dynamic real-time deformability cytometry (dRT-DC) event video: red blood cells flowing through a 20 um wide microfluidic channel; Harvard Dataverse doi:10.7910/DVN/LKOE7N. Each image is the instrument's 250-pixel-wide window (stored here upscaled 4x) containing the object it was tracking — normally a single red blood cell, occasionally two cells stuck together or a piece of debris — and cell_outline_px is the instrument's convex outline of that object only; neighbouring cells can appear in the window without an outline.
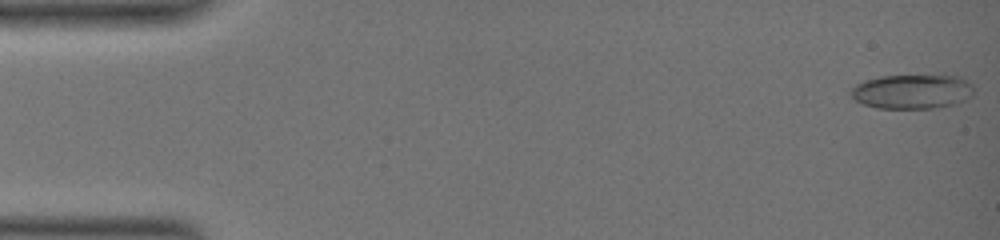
{"species": "common noctule bat (a hibernating species)", "species_latin": "Nyctalus noctula", "temperature_condition": "warm", "stored_images_in_passage": 58, "camera_frame_rate_fps": 3000, "um_per_image_px": 0.085, "animal": {"sex": "female", "body_mass_g": 19.0, "forearm_length_mm": 51.5}, "frame": {"image": 1, "passage_image": 1, "time_ms": 0.0, "image_size_px": [1000, 240], "cell_outline_px": [[972, 96], [964, 100], [952, 104], [936, 108], [876, 108], [864, 104], [856, 100], [848, 92], [856, 84], [864, 80], [880, 76], [944, 72], [960, 76], [972, 84]], "centroid_in_image_um": [77.57, 7.72], "position_along_channel_um": 7.4, "area_um2": 25.66}}
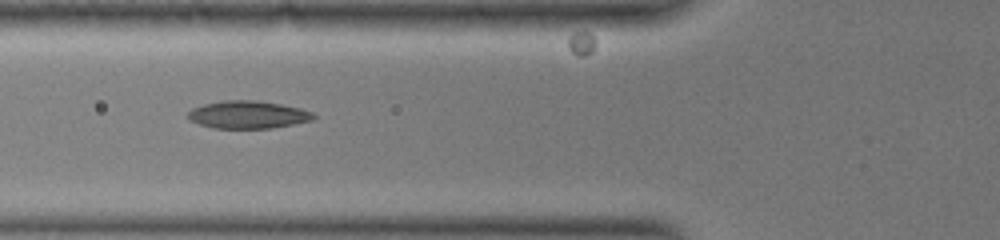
{"frame": {"image": 2, "passage_image": 23, "time_ms": 7.333, "image_size_px": [1000, 240], "cell_outline_px": [[316, 116], [312, 120], [272, 128], [212, 128], [188, 120], [188, 112], [192, 108], [204, 104], [220, 100], [256, 100], [280, 104], [300, 108], [312, 112]], "centroid_in_image_um": [21.04, 9.74], "position_along_channel_um": 104.8, "area_um2": 20.23}}
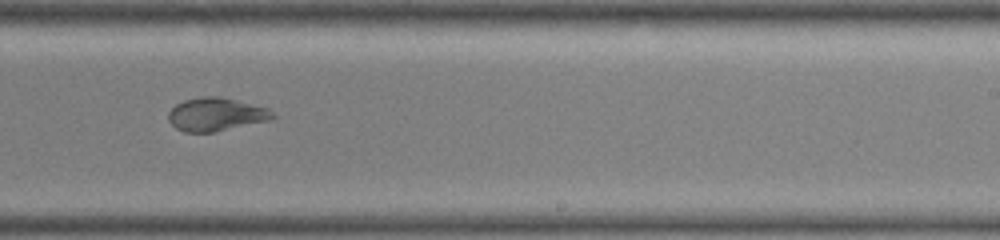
{"frame": {"image": 3, "passage_image": 38, "time_ms": 12.333, "image_size_px": [1000, 240], "cell_outline_px": [[276, 116], [272, 120], [216, 132], [184, 132], [176, 128], [168, 120], [168, 112], [176, 104], [184, 100], [200, 96], [220, 96], [268, 108]], "centroid_in_image_um": [18.37, 9.73], "position_along_channel_um": 270.6, "area_um2": 20.4}}